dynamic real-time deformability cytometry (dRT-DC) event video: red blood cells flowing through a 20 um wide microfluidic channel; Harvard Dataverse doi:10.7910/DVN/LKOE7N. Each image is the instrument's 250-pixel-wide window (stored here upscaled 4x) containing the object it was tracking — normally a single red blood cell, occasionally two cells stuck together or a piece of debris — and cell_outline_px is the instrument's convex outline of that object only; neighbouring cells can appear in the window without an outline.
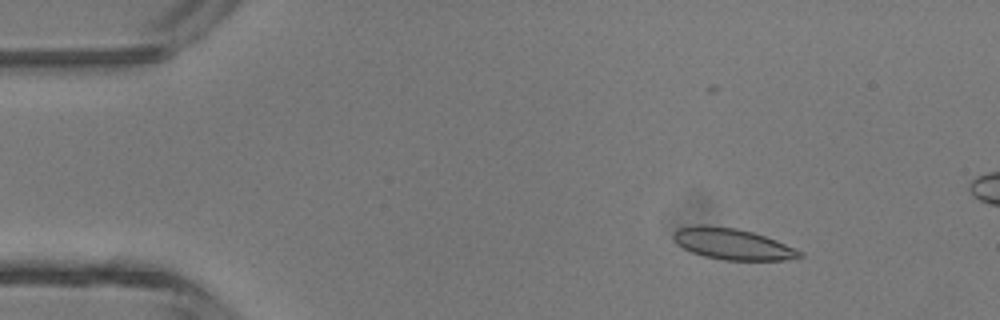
{"species": "common noctule bat (a hibernating species)", "species_latin": "Nyctalus noctula", "temperature_condition": "room temperature", "stored_images_in_passage": 4, "camera_frame_rate_fps": 3000, "um_per_image_px": 0.085, "animal": {"sex": "male", "body_mass_g": 13.3}, "frame": {"image": 1, "passage_image": 2, "time_ms": 0.333, "image_size_px": [1000, 320], "cell_outline_px": [[804, 256], [796, 260], [724, 260], [704, 256], [692, 252], [676, 244], [672, 236], [672, 232], [680, 228], [700, 224], [704, 224], [736, 228], [752, 232], [776, 240], [796, 248], [804, 252]], "centroid_in_image_um": [62.3, 20.74], "position_along_channel_um": 22.7, "area_um2": 23.18}}